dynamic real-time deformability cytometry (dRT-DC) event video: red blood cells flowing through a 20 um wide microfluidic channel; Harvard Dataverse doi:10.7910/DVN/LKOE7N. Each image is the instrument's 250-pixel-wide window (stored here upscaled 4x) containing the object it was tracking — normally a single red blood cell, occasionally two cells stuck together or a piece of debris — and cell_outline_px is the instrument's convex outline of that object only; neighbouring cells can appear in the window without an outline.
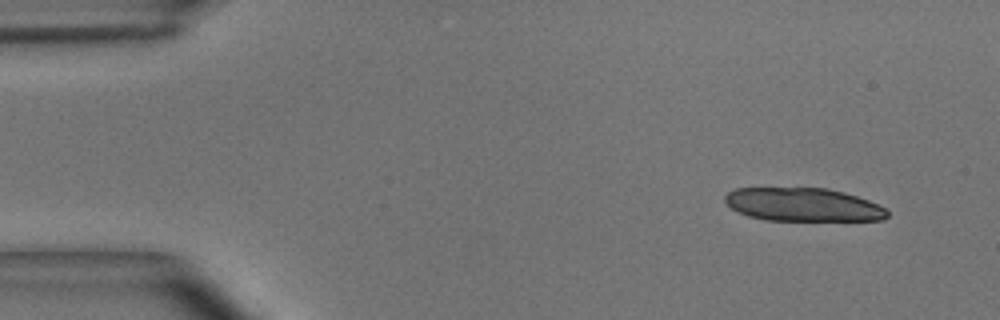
{"species": "common noctule bat (a hibernating species)", "species_latin": "Nyctalus noctula", "temperature_condition": "room temperature", "stored_images_in_passage": 19, "camera_frame_rate_fps": 3000, "um_per_image_px": 0.085, "animal": {"sex": "male", "body_mass_g": 15.6}, "frame": {"image": 1, "passage_image": 1, "time_ms": 0.0, "image_size_px": [1000, 320], "cell_outline_px": [[888, 216], [884, 220], [764, 220], [748, 216], [732, 208], [724, 200], [724, 196], [728, 192], [736, 188], [828, 188], [844, 192], [868, 200], [884, 208], [888, 212]], "centroid_in_image_um": [68.25, 17.39], "position_along_channel_um": 16.8, "area_um2": 31.39}}
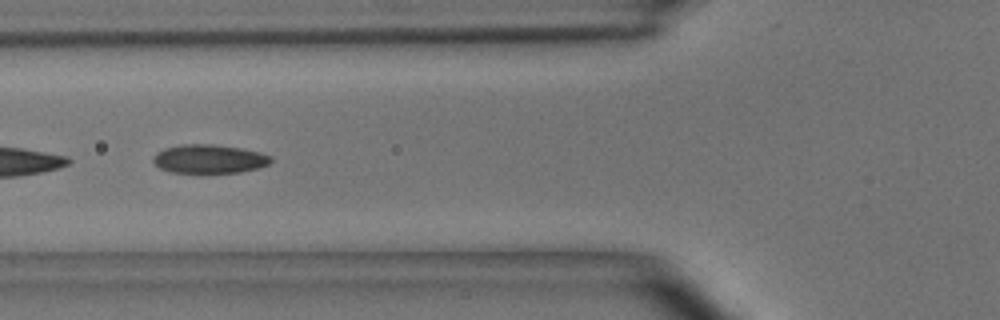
{"frame": {"image": 2, "passage_image": 17, "time_ms": 5.333, "image_size_px": [1000, 320], "cell_outline_px": [[272, 160], [268, 164], [256, 168], [240, 172], [200, 176], [172, 172], [160, 168], [152, 160], [156, 152], [164, 148], [184, 144], [212, 144], [240, 148], [260, 152], [272, 156]], "centroid_in_image_um": [17.76, 13.55], "position_along_channel_um": 108.0, "area_um2": 20.46}}